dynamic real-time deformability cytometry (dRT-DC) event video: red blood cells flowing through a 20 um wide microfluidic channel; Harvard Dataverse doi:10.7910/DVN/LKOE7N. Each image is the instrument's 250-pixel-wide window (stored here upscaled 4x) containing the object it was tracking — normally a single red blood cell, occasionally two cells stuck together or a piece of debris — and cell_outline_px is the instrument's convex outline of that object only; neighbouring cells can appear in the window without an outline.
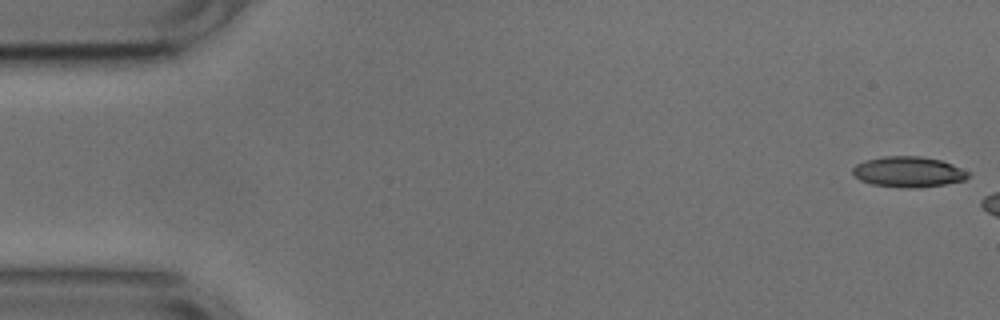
{"species": "common noctule bat (a hibernating species)", "species_latin": "Nyctalus noctula", "temperature_condition": "cold", "stored_images_in_passage": 6, "camera_frame_rate_fps": 3000, "um_per_image_px": 0.085, "animal": {"sex": "male", "body_mass_g": 17.9, "forearm_length_mm": 54.2}, "frame": {"image": 1, "passage_image": 1, "time_ms": 0.0, "image_size_px": [1000, 320], "cell_outline_px": [[972, 176], [964, 180], [944, 184], [916, 188], [908, 188], [872, 184], [860, 180], [852, 172], [852, 168], [856, 164], [864, 160], [884, 156], [920, 156], [940, 160], [952, 164], [972, 172]], "centroid_in_image_um": [77.24, 14.6], "position_along_channel_um": 7.8, "area_um2": 20.69}}